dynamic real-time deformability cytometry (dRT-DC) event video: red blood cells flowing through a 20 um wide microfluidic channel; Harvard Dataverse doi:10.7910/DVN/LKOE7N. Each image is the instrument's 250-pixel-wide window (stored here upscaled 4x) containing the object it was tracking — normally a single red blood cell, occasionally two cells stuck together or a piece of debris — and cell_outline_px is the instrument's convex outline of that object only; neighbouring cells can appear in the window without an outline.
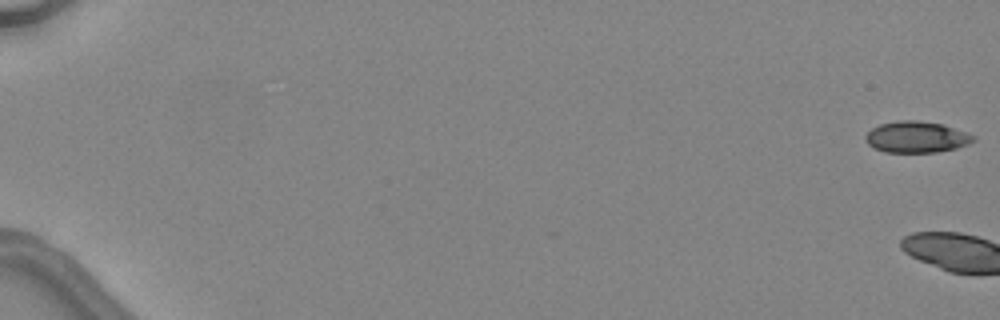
{"species": "common noctule bat (a hibernating species)", "species_latin": "Nyctalus noctula", "temperature_condition": "warm", "stored_images_in_passage": 5, "camera_frame_rate_fps": 3000, "um_per_image_px": 0.085, "animal": {"sex": "female", "body_mass_g": 24.6, "forearm_length_mm": 56.2}, "frame": {"image": 1, "passage_image": 1, "time_ms": 0.0, "image_size_px": [1000, 320], "cell_outline_px": [[976, 140], [968, 144], [956, 148], [936, 152], [884, 152], [868, 144], [864, 136], [872, 128], [880, 124], [896, 120], [916, 120], [944, 124], [968, 132], [976, 136]], "centroid_in_image_um": [77.94, 11.63], "position_along_channel_um": 7.1, "area_um2": 19.83}}